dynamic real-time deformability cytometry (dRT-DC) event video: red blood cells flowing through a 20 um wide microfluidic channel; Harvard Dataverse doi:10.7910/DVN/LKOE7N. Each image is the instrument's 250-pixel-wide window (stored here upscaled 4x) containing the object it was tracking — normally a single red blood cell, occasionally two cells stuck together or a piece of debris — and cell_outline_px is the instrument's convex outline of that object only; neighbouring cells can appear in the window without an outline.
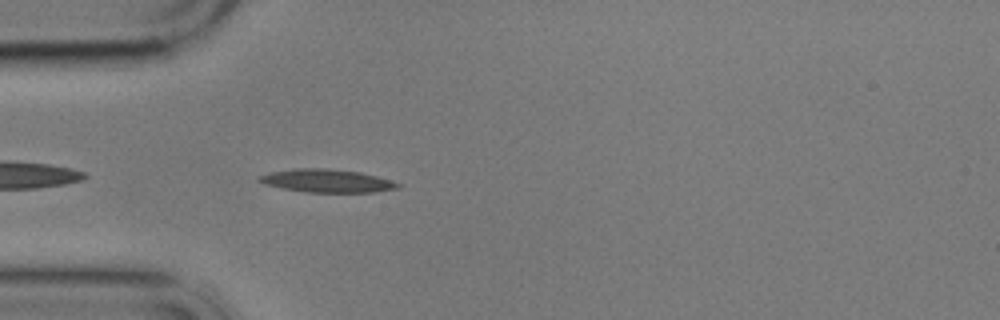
{"species": "common noctule bat (a hibernating species)", "species_latin": "Nyctalus noctula", "temperature_condition": "cold", "stored_images_in_passage": 4, "camera_frame_rate_fps": 3000, "um_per_image_px": 0.085, "animal": {"sex": "male", "body_mass_g": 17.9}, "frame": {"image": 1, "passage_image": 4, "time_ms": 3.333, "image_size_px": [1000, 320], "cell_outline_px": [[404, 184], [400, 188], [376, 192], [308, 192], [284, 188], [264, 184], [256, 180], [256, 176], [268, 172], [296, 168], [324, 168], [360, 172], [376, 176]], "centroid_in_image_um": [27.78, 15.36], "position_along_channel_um": 57.2, "area_um2": 18.79}}